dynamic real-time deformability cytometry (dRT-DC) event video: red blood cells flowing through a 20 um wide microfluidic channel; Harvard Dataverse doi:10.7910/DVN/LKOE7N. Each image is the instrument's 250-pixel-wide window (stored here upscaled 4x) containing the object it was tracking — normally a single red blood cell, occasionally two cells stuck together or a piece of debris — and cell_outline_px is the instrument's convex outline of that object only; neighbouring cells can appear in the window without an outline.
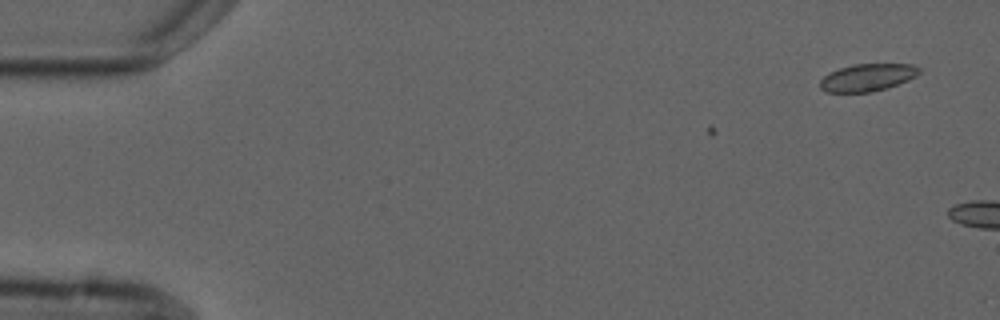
{"species": "common noctule bat (a hibernating species)", "species_latin": "Nyctalus noctula", "temperature_condition": "cold", "stored_images_in_passage": 2, "camera_frame_rate_fps": 3000, "um_per_image_px": 0.085, "animal": {"sex": "male", "forearm_length_mm": 52.5}, "frame": {"image": 1, "passage_image": 1, "time_ms": 0.0, "image_size_px": [1000, 320], "cell_outline_px": [[920, 72], [916, 76], [908, 80], [888, 88], [868, 92], [828, 92], [820, 88], [820, 80], [828, 72], [840, 68], [856, 64], [912, 64], [920, 68]], "centroid_in_image_um": [73.74, 6.58], "position_along_channel_um": 11.3, "area_um2": 15.78}}